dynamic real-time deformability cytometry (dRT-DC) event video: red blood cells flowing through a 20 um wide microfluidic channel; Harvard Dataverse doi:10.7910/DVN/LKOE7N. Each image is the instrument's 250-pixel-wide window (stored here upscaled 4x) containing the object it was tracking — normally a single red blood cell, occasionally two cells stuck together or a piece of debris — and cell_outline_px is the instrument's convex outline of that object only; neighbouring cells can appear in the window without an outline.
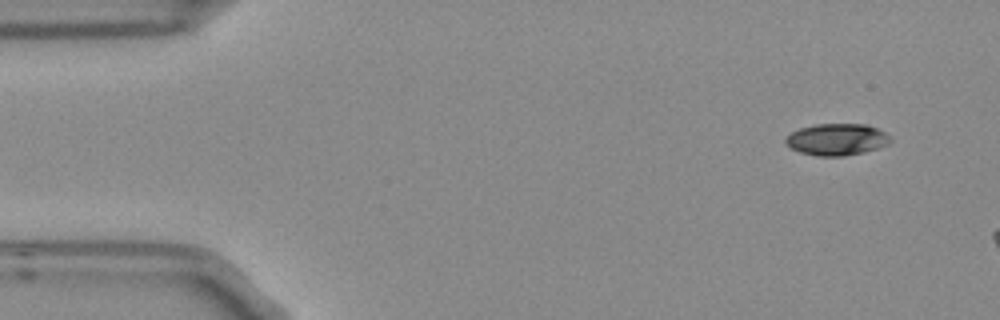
{"species": "Egyptian fruit bat (a non-hibernating species)", "species_latin": "Rousettus aegyptiacus", "temperature_condition": "room temperature", "stored_images_in_passage": 4, "camera_frame_rate_fps": 3000, "um_per_image_px": 0.085, "frame": {"image": 1, "passage_image": 1, "time_ms": 0.0, "image_size_px": [1000, 320], "cell_outline_px": [[892, 140], [888, 144], [864, 152], [844, 156], [816, 156], [800, 152], [792, 148], [784, 140], [784, 136], [800, 128], [816, 124], [864, 124], [876, 128], [884, 132]], "centroid_in_image_um": [71.1, 11.85], "position_along_channel_um": 13.9, "area_um2": 19.25}}